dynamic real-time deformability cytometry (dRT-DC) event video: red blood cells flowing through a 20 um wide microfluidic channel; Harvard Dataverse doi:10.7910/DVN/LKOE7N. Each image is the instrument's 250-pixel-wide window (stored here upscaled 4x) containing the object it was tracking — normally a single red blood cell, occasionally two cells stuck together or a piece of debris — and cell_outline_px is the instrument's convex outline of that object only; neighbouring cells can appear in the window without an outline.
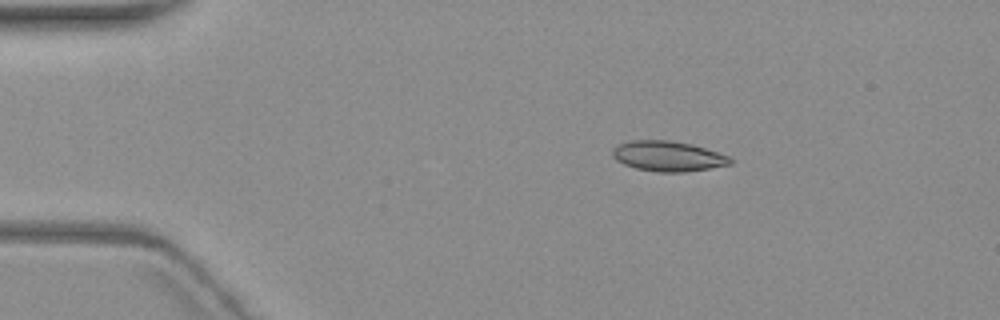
{"species": "common noctule bat (a hibernating species)", "species_latin": "Nyctalus noctula", "temperature_condition": "warm", "stored_images_in_passage": 4, "camera_frame_rate_fps": 3000, "um_per_image_px": 0.085, "animal": {"sex": "female", "body_mass_g": 19.3, "forearm_length_mm": 54.1}, "frame": {"image": 1, "passage_image": 2, "time_ms": 2.0, "image_size_px": [1000, 320], "cell_outline_px": [[732, 164], [684, 172], [656, 172], [636, 168], [624, 164], [616, 160], [612, 156], [612, 148], [620, 144], [632, 140], [668, 140], [688, 144], [704, 148], [728, 156], [732, 160]], "centroid_in_image_um": [56.73, 13.28], "position_along_channel_um": 28.3, "area_um2": 20.46}}